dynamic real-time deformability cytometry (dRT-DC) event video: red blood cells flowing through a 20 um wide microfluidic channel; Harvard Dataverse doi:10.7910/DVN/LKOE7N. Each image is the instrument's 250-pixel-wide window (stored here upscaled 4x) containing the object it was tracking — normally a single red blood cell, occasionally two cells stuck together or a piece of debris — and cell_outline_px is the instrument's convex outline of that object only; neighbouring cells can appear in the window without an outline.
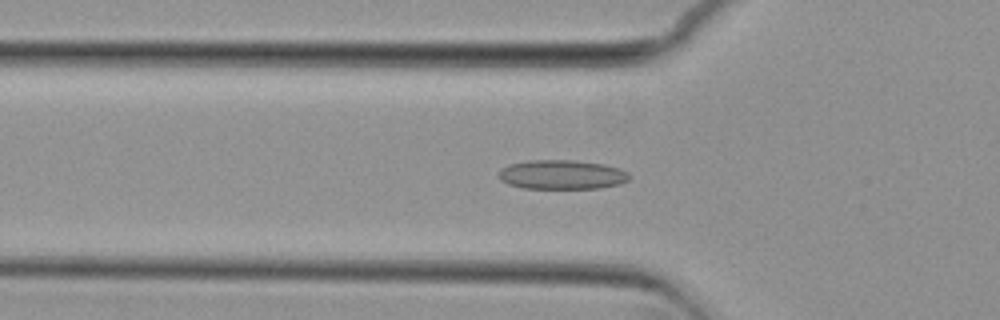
{"species": "common noctule bat (a hibernating species)", "species_latin": "Nyctalus noctula", "temperature_condition": "cold", "stored_images_in_passage": 56, "camera_frame_rate_fps": 3000, "um_per_image_px": 0.085, "animal": {"sex": "female", "body_mass_g": 29.2, "forearm_length_mm": 56.3}, "frame": {"image": 1, "passage_image": 19, "time_ms": 6.0, "image_size_px": [1000, 320], "cell_outline_px": [[628, 180], [620, 184], [600, 188], [524, 188], [508, 184], [500, 180], [500, 172], [508, 164], [528, 160], [572, 160], [604, 164], [628, 172]], "centroid_in_image_um": [47.75, 14.84], "position_along_channel_um": 78.0, "area_um2": 22.08}}
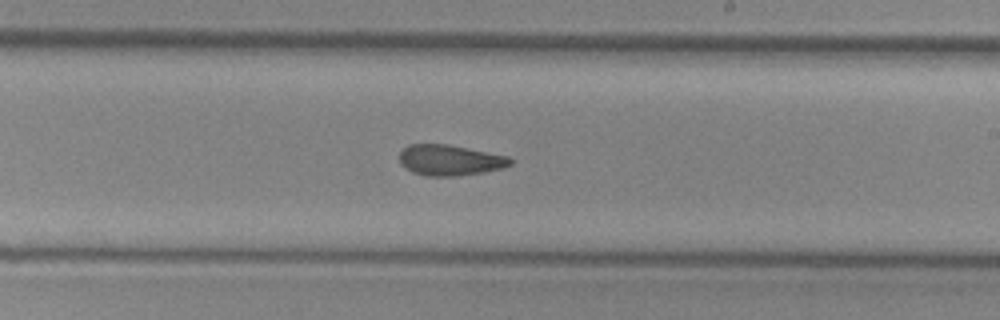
{"frame": {"image": 2, "passage_image": 33, "time_ms": 10.667, "image_size_px": [1000, 320], "cell_outline_px": [[512, 164], [504, 168], [484, 172], [456, 176], [424, 176], [412, 172], [404, 168], [400, 164], [400, 152], [408, 144], [448, 144], [508, 156], [512, 160]], "centroid_in_image_um": [38.23, 13.62], "position_along_channel_um": 250.8, "area_um2": 20.0}}
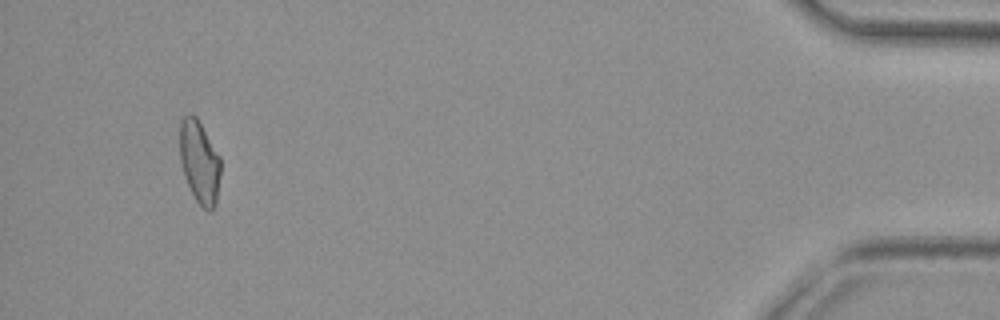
{"frame": {"image": 3, "passage_image": 53, "time_ms": 17.333, "image_size_px": [1000, 320], "cell_outline_px": [[220, 172], [216, 204], [208, 212], [196, 200], [184, 176], [180, 160], [180, 120], [188, 112], [196, 116], [220, 156]], "centroid_in_image_um": [16.95, 13.73], "position_along_channel_um": 418.3, "area_um2": 19.59}, "authors_computed_cell_mechanics": {"area_um2": 20.6924, "velocity_mm_per_s": 3.6883, "shape_relaxation_time_tau1_ms": null, "shape_relaxation_time_tau2_ms": 3.9734, "deformation_change_tau1": null, "deformation_change_tau2": 0.1039}}